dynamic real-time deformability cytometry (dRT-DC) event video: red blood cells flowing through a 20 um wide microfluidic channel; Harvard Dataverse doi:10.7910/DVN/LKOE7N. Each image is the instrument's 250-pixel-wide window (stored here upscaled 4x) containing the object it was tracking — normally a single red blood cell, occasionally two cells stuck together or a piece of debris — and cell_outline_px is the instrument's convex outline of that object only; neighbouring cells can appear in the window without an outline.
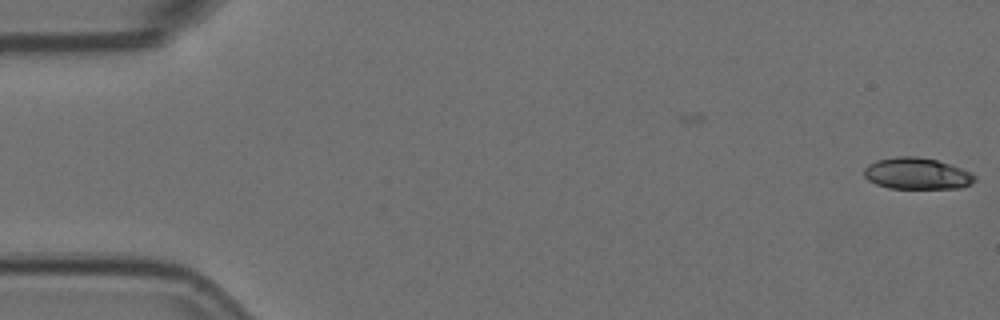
{"species": "Egyptian fruit bat (a non-hibernating species)", "species_latin": "Rousettus aegyptiacus", "temperature_condition": "room temperature", "stored_images_in_passage": 2, "camera_frame_rate_fps": 3000, "um_per_image_px": 0.085, "animal": {"sex": "female"}, "frame": {"image": 1, "passage_image": 2, "time_ms": 0.333, "image_size_px": [1000, 320], "cell_outline_px": [[976, 180], [972, 184], [960, 188], [888, 188], [876, 184], [868, 180], [864, 176], [864, 168], [868, 164], [876, 160], [896, 156], [916, 156], [936, 160], [972, 172], [976, 176]], "centroid_in_image_um": [77.93, 14.75], "position_along_channel_um": 7.1, "area_um2": 20.4}}